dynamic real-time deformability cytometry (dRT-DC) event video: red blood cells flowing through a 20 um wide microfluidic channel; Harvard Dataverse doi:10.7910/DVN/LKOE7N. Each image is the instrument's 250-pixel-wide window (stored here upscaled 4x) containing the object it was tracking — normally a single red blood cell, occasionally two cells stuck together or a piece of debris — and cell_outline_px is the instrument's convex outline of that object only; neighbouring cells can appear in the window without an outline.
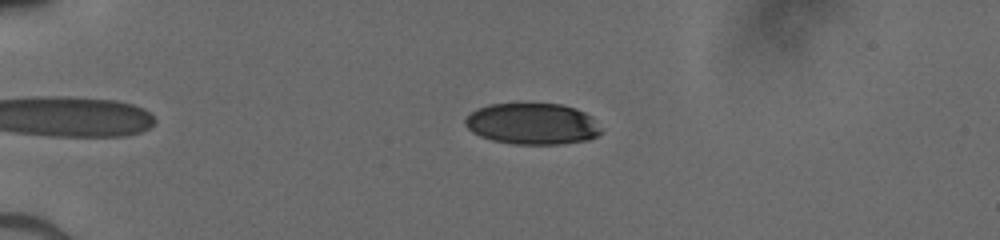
{"species": "human", "species_latin": "Homo sapiens", "temperature_condition": "cold", "stored_images_in_passage": 40, "camera_frame_rate_fps": 3000, "um_per_image_px": 0.085, "donor": {"sex": "male"}, "frame": {"image": 1, "passage_image": 2, "time_ms": 0.333, "image_size_px": [1000, 240], "cell_outline_px": [[600, 132], [596, 136], [588, 140], [560, 144], [512, 144], [492, 140], [480, 136], [472, 132], [464, 124], [464, 120], [476, 108], [488, 104], [564, 104], [576, 108], [592, 116], [600, 128]], "centroid_in_image_um": [45.24, 10.52], "position_along_channel_um": 39.8, "area_um2": 32.77}}
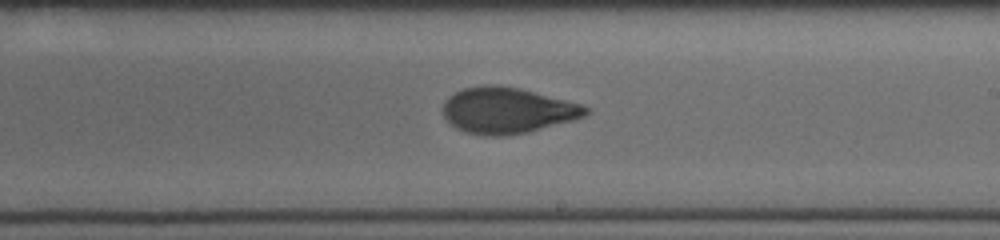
{"frame": {"image": 2, "passage_image": 21, "time_ms": 6.667, "image_size_px": [1000, 240], "cell_outline_px": [[592, 112], [576, 120], [528, 132], [504, 136], [484, 136], [464, 132], [456, 128], [444, 116], [444, 100], [448, 96], [464, 88], [520, 88], [580, 104], [588, 108]], "centroid_in_image_um": [43.17, 9.44], "position_along_channel_um": 245.8, "area_um2": 37.45}}
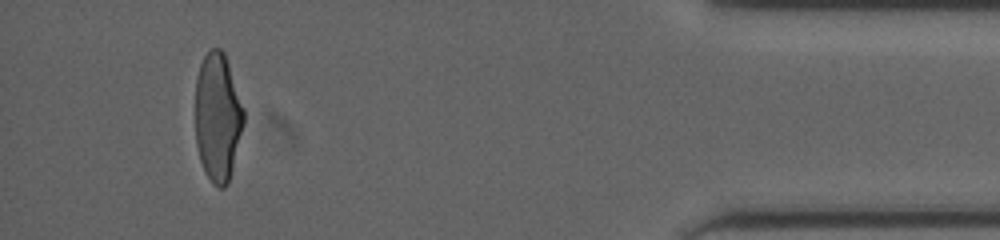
{"frame": {"image": 3, "passage_image": 37, "time_ms": 12.0, "image_size_px": [1000, 240], "cell_outline_px": [[244, 124], [228, 184], [224, 188], [220, 188], [212, 184], [200, 160], [196, 144], [196, 76], [200, 64], [204, 56], [212, 48], [220, 48], [224, 52], [244, 108]], "centroid_in_image_um": [18.51, 9.96], "position_along_channel_um": 416.7, "area_um2": 36.13}}